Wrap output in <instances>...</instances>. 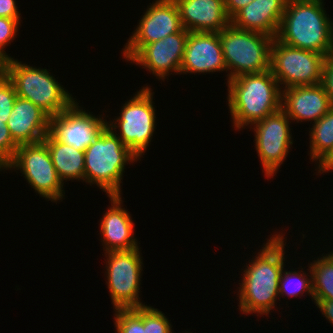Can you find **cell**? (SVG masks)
<instances>
[{
	"label": "cell",
	"mask_w": 333,
	"mask_h": 333,
	"mask_svg": "<svg viewBox=\"0 0 333 333\" xmlns=\"http://www.w3.org/2000/svg\"><path fill=\"white\" fill-rule=\"evenodd\" d=\"M272 235L256 256L249 260L243 270V277L238 283L239 310L242 314L270 315L277 308L279 297V281L283 268L286 266V240L284 233ZM285 239V240H284ZM254 258V259H253Z\"/></svg>",
	"instance_id": "1"
},
{
	"label": "cell",
	"mask_w": 333,
	"mask_h": 333,
	"mask_svg": "<svg viewBox=\"0 0 333 333\" xmlns=\"http://www.w3.org/2000/svg\"><path fill=\"white\" fill-rule=\"evenodd\" d=\"M226 84L231 121L238 131L281 109L282 89L271 70L242 74Z\"/></svg>",
	"instance_id": "2"
},
{
	"label": "cell",
	"mask_w": 333,
	"mask_h": 333,
	"mask_svg": "<svg viewBox=\"0 0 333 333\" xmlns=\"http://www.w3.org/2000/svg\"><path fill=\"white\" fill-rule=\"evenodd\" d=\"M323 0H288L276 39L288 46L333 53V21Z\"/></svg>",
	"instance_id": "3"
},
{
	"label": "cell",
	"mask_w": 333,
	"mask_h": 333,
	"mask_svg": "<svg viewBox=\"0 0 333 333\" xmlns=\"http://www.w3.org/2000/svg\"><path fill=\"white\" fill-rule=\"evenodd\" d=\"M84 154L85 183L98 186L108 196L122 195L125 167L128 163H137L139 158L108 127Z\"/></svg>",
	"instance_id": "4"
},
{
	"label": "cell",
	"mask_w": 333,
	"mask_h": 333,
	"mask_svg": "<svg viewBox=\"0 0 333 333\" xmlns=\"http://www.w3.org/2000/svg\"><path fill=\"white\" fill-rule=\"evenodd\" d=\"M0 70L13 83L18 97L31 101L50 117L68 109L76 100L51 73L10 58Z\"/></svg>",
	"instance_id": "5"
},
{
	"label": "cell",
	"mask_w": 333,
	"mask_h": 333,
	"mask_svg": "<svg viewBox=\"0 0 333 333\" xmlns=\"http://www.w3.org/2000/svg\"><path fill=\"white\" fill-rule=\"evenodd\" d=\"M219 37L228 72L227 82L242 74L270 70L273 37L239 29L231 23Z\"/></svg>",
	"instance_id": "6"
},
{
	"label": "cell",
	"mask_w": 333,
	"mask_h": 333,
	"mask_svg": "<svg viewBox=\"0 0 333 333\" xmlns=\"http://www.w3.org/2000/svg\"><path fill=\"white\" fill-rule=\"evenodd\" d=\"M152 91L151 86L148 85L141 88L124 103L120 116L107 122V127L140 160L149 147L156 129L157 118Z\"/></svg>",
	"instance_id": "7"
},
{
	"label": "cell",
	"mask_w": 333,
	"mask_h": 333,
	"mask_svg": "<svg viewBox=\"0 0 333 333\" xmlns=\"http://www.w3.org/2000/svg\"><path fill=\"white\" fill-rule=\"evenodd\" d=\"M20 170L28 184L39 196L55 202L65 197L64 184L57 175L50 152L44 140L19 145L15 156L4 168Z\"/></svg>",
	"instance_id": "8"
},
{
	"label": "cell",
	"mask_w": 333,
	"mask_h": 333,
	"mask_svg": "<svg viewBox=\"0 0 333 333\" xmlns=\"http://www.w3.org/2000/svg\"><path fill=\"white\" fill-rule=\"evenodd\" d=\"M325 58L323 54L294 48L274 38L270 70L282 90L294 86L316 85L323 82Z\"/></svg>",
	"instance_id": "9"
},
{
	"label": "cell",
	"mask_w": 333,
	"mask_h": 333,
	"mask_svg": "<svg viewBox=\"0 0 333 333\" xmlns=\"http://www.w3.org/2000/svg\"><path fill=\"white\" fill-rule=\"evenodd\" d=\"M105 276L113 309L146 306L139 297L143 271L140 248L127 251L105 252Z\"/></svg>",
	"instance_id": "10"
},
{
	"label": "cell",
	"mask_w": 333,
	"mask_h": 333,
	"mask_svg": "<svg viewBox=\"0 0 333 333\" xmlns=\"http://www.w3.org/2000/svg\"><path fill=\"white\" fill-rule=\"evenodd\" d=\"M290 120L287 114L279 109L251 125L254 127V148L260 158L264 176L268 179L276 175L293 145Z\"/></svg>",
	"instance_id": "11"
},
{
	"label": "cell",
	"mask_w": 333,
	"mask_h": 333,
	"mask_svg": "<svg viewBox=\"0 0 333 333\" xmlns=\"http://www.w3.org/2000/svg\"><path fill=\"white\" fill-rule=\"evenodd\" d=\"M144 15L132 32L122 54L127 62L144 46L164 39L183 29L177 4L174 0H156L149 3Z\"/></svg>",
	"instance_id": "12"
},
{
	"label": "cell",
	"mask_w": 333,
	"mask_h": 333,
	"mask_svg": "<svg viewBox=\"0 0 333 333\" xmlns=\"http://www.w3.org/2000/svg\"><path fill=\"white\" fill-rule=\"evenodd\" d=\"M104 118L83 110L76 99L68 109L50 117L48 134L56 141L84 151L107 127Z\"/></svg>",
	"instance_id": "13"
},
{
	"label": "cell",
	"mask_w": 333,
	"mask_h": 333,
	"mask_svg": "<svg viewBox=\"0 0 333 333\" xmlns=\"http://www.w3.org/2000/svg\"><path fill=\"white\" fill-rule=\"evenodd\" d=\"M188 35L189 31L183 28L162 40L144 45L129 61L142 66L159 81L164 82L172 72L180 75Z\"/></svg>",
	"instance_id": "14"
},
{
	"label": "cell",
	"mask_w": 333,
	"mask_h": 333,
	"mask_svg": "<svg viewBox=\"0 0 333 333\" xmlns=\"http://www.w3.org/2000/svg\"><path fill=\"white\" fill-rule=\"evenodd\" d=\"M226 71L218 32H189L180 74Z\"/></svg>",
	"instance_id": "15"
},
{
	"label": "cell",
	"mask_w": 333,
	"mask_h": 333,
	"mask_svg": "<svg viewBox=\"0 0 333 333\" xmlns=\"http://www.w3.org/2000/svg\"><path fill=\"white\" fill-rule=\"evenodd\" d=\"M332 107L323 83L282 90L281 109L296 123L313 121L314 124Z\"/></svg>",
	"instance_id": "16"
},
{
	"label": "cell",
	"mask_w": 333,
	"mask_h": 333,
	"mask_svg": "<svg viewBox=\"0 0 333 333\" xmlns=\"http://www.w3.org/2000/svg\"><path fill=\"white\" fill-rule=\"evenodd\" d=\"M111 206L103 217L100 224V237L103 251H127L139 248L134 234V224L130 212L123 208L122 195L108 196ZM105 249V250H104Z\"/></svg>",
	"instance_id": "17"
},
{
	"label": "cell",
	"mask_w": 333,
	"mask_h": 333,
	"mask_svg": "<svg viewBox=\"0 0 333 333\" xmlns=\"http://www.w3.org/2000/svg\"><path fill=\"white\" fill-rule=\"evenodd\" d=\"M180 20L189 32H218L224 30L231 19L225 11L224 0H174Z\"/></svg>",
	"instance_id": "18"
},
{
	"label": "cell",
	"mask_w": 333,
	"mask_h": 333,
	"mask_svg": "<svg viewBox=\"0 0 333 333\" xmlns=\"http://www.w3.org/2000/svg\"><path fill=\"white\" fill-rule=\"evenodd\" d=\"M49 119L36 104L17 96L6 126L19 146L42 141L48 134Z\"/></svg>",
	"instance_id": "19"
},
{
	"label": "cell",
	"mask_w": 333,
	"mask_h": 333,
	"mask_svg": "<svg viewBox=\"0 0 333 333\" xmlns=\"http://www.w3.org/2000/svg\"><path fill=\"white\" fill-rule=\"evenodd\" d=\"M287 1L253 0L231 18V24L276 38Z\"/></svg>",
	"instance_id": "20"
},
{
	"label": "cell",
	"mask_w": 333,
	"mask_h": 333,
	"mask_svg": "<svg viewBox=\"0 0 333 333\" xmlns=\"http://www.w3.org/2000/svg\"><path fill=\"white\" fill-rule=\"evenodd\" d=\"M43 140L47 144L53 165L63 184L70 180L85 181L83 150H76L73 146L56 141L49 134Z\"/></svg>",
	"instance_id": "21"
},
{
	"label": "cell",
	"mask_w": 333,
	"mask_h": 333,
	"mask_svg": "<svg viewBox=\"0 0 333 333\" xmlns=\"http://www.w3.org/2000/svg\"><path fill=\"white\" fill-rule=\"evenodd\" d=\"M309 133L310 160L319 163L333 147V107L312 124Z\"/></svg>",
	"instance_id": "22"
},
{
	"label": "cell",
	"mask_w": 333,
	"mask_h": 333,
	"mask_svg": "<svg viewBox=\"0 0 333 333\" xmlns=\"http://www.w3.org/2000/svg\"><path fill=\"white\" fill-rule=\"evenodd\" d=\"M321 256L308 263L312 273L313 296L314 299L333 300V251Z\"/></svg>",
	"instance_id": "23"
},
{
	"label": "cell",
	"mask_w": 333,
	"mask_h": 333,
	"mask_svg": "<svg viewBox=\"0 0 333 333\" xmlns=\"http://www.w3.org/2000/svg\"><path fill=\"white\" fill-rule=\"evenodd\" d=\"M308 268V273H306V271H302L304 269L302 267L298 268L301 269L300 271H296V269L294 271L293 269L292 271H288L286 268H283L278 285L279 296H288L292 298V296L298 297L300 294V296H305L303 294L306 293V295L311 296V299L313 301L314 296L312 289V273L310 270V266Z\"/></svg>",
	"instance_id": "24"
},
{
	"label": "cell",
	"mask_w": 333,
	"mask_h": 333,
	"mask_svg": "<svg viewBox=\"0 0 333 333\" xmlns=\"http://www.w3.org/2000/svg\"><path fill=\"white\" fill-rule=\"evenodd\" d=\"M115 333H145L143 307L114 310Z\"/></svg>",
	"instance_id": "25"
},
{
	"label": "cell",
	"mask_w": 333,
	"mask_h": 333,
	"mask_svg": "<svg viewBox=\"0 0 333 333\" xmlns=\"http://www.w3.org/2000/svg\"><path fill=\"white\" fill-rule=\"evenodd\" d=\"M162 311L151 306H143L145 333H174L171 322Z\"/></svg>",
	"instance_id": "26"
},
{
	"label": "cell",
	"mask_w": 333,
	"mask_h": 333,
	"mask_svg": "<svg viewBox=\"0 0 333 333\" xmlns=\"http://www.w3.org/2000/svg\"><path fill=\"white\" fill-rule=\"evenodd\" d=\"M17 98L13 83L0 70V121L7 124L14 102Z\"/></svg>",
	"instance_id": "27"
},
{
	"label": "cell",
	"mask_w": 333,
	"mask_h": 333,
	"mask_svg": "<svg viewBox=\"0 0 333 333\" xmlns=\"http://www.w3.org/2000/svg\"><path fill=\"white\" fill-rule=\"evenodd\" d=\"M20 20L21 19L0 17V64L11 58V56L5 52V49L15 40L20 27L19 25H21Z\"/></svg>",
	"instance_id": "28"
},
{
	"label": "cell",
	"mask_w": 333,
	"mask_h": 333,
	"mask_svg": "<svg viewBox=\"0 0 333 333\" xmlns=\"http://www.w3.org/2000/svg\"><path fill=\"white\" fill-rule=\"evenodd\" d=\"M18 145L10 135L6 123L0 121V171L11 162L15 156Z\"/></svg>",
	"instance_id": "29"
},
{
	"label": "cell",
	"mask_w": 333,
	"mask_h": 333,
	"mask_svg": "<svg viewBox=\"0 0 333 333\" xmlns=\"http://www.w3.org/2000/svg\"><path fill=\"white\" fill-rule=\"evenodd\" d=\"M326 88L327 95L333 106V53L325 58L323 67V82Z\"/></svg>",
	"instance_id": "30"
},
{
	"label": "cell",
	"mask_w": 333,
	"mask_h": 333,
	"mask_svg": "<svg viewBox=\"0 0 333 333\" xmlns=\"http://www.w3.org/2000/svg\"><path fill=\"white\" fill-rule=\"evenodd\" d=\"M16 0H0V17L21 19Z\"/></svg>",
	"instance_id": "31"
},
{
	"label": "cell",
	"mask_w": 333,
	"mask_h": 333,
	"mask_svg": "<svg viewBox=\"0 0 333 333\" xmlns=\"http://www.w3.org/2000/svg\"><path fill=\"white\" fill-rule=\"evenodd\" d=\"M317 308L322 312L323 317L333 325V300L328 299H313Z\"/></svg>",
	"instance_id": "32"
},
{
	"label": "cell",
	"mask_w": 333,
	"mask_h": 333,
	"mask_svg": "<svg viewBox=\"0 0 333 333\" xmlns=\"http://www.w3.org/2000/svg\"><path fill=\"white\" fill-rule=\"evenodd\" d=\"M253 0H224L225 11L231 19L239 10L247 6Z\"/></svg>",
	"instance_id": "33"
},
{
	"label": "cell",
	"mask_w": 333,
	"mask_h": 333,
	"mask_svg": "<svg viewBox=\"0 0 333 333\" xmlns=\"http://www.w3.org/2000/svg\"><path fill=\"white\" fill-rule=\"evenodd\" d=\"M318 174L332 172L333 171V147L332 149L326 154V156L318 163L316 168ZM332 170V171H331Z\"/></svg>",
	"instance_id": "34"
}]
</instances>
